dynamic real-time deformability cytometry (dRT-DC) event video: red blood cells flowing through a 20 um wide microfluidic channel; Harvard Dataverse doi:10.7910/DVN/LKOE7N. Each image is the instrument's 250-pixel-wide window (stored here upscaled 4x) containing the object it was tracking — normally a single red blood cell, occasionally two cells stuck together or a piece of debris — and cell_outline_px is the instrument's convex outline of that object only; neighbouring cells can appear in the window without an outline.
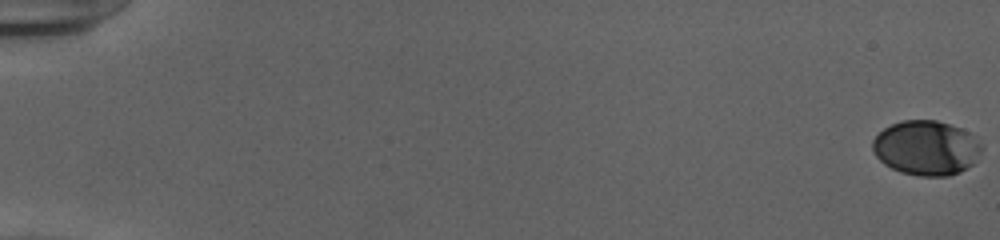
{"species": "human", "species_latin": "Homo sapiens", "temperature_condition": "cold", "stored_images_in_passage": 41, "camera_frame_rate_fps": 3000, "um_per_image_px": 0.085, "donor": {"sex": "female"}, "frame": {"image": 1, "passage_image": 1, "time_ms": 0.0, "image_size_px": [1000, 240], "cell_outline_px": [[984, 148], [972, 164], [968, 168], [960, 172], [948, 176], [920, 176], [900, 172], [884, 164], [876, 156], [872, 148], [872, 140], [884, 128], [892, 124], [904, 120], [936, 120], [960, 128], [976, 136]], "centroid_in_image_um": [78.75, 12.58], "position_along_channel_um": 6.3, "area_um2": 34.85}}
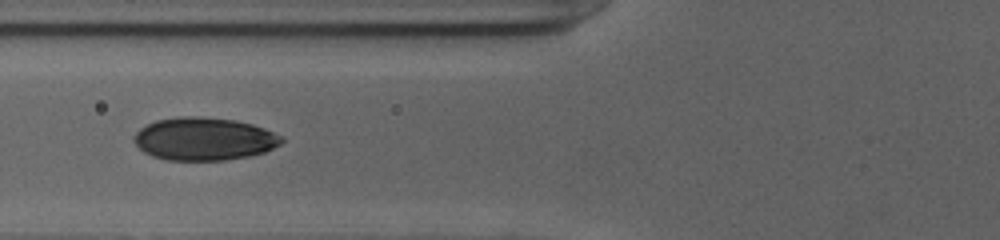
{"frame": {"image": 2, "passage_image": 24, "time_ms": 7.667, "image_size_px": [1000, 240], "cell_outline_px": [[284, 140], [280, 144], [264, 152], [248, 156], [224, 160], [168, 160], [152, 156], [144, 152], [132, 140], [132, 136], [140, 128], [156, 120], [180, 116], [192, 116], [236, 120], [252, 124], [264, 128], [284, 136]], "centroid_in_image_um": [17.34, 11.8], "position_along_channel_um": 108.5, "area_um2": 36.88}}
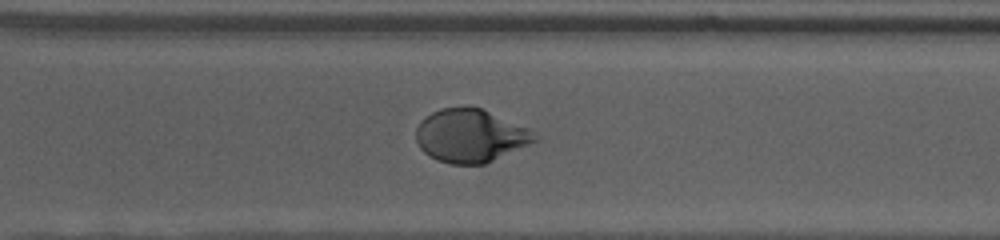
{"frame": {"image": 3, "passage_image": 41, "time_ms": 13.333, "image_size_px": [1000, 240], "cell_outline_px": [[540, 136], [536, 140], [528, 144], [484, 164], [452, 164], [428, 156], [420, 148], [416, 140], [416, 128], [420, 120], [424, 116], [440, 108], [480, 108], [528, 128]], "centroid_in_image_um": [39.94, 11.54], "position_along_channel_um": 330.7, "area_um2": 36.24}}